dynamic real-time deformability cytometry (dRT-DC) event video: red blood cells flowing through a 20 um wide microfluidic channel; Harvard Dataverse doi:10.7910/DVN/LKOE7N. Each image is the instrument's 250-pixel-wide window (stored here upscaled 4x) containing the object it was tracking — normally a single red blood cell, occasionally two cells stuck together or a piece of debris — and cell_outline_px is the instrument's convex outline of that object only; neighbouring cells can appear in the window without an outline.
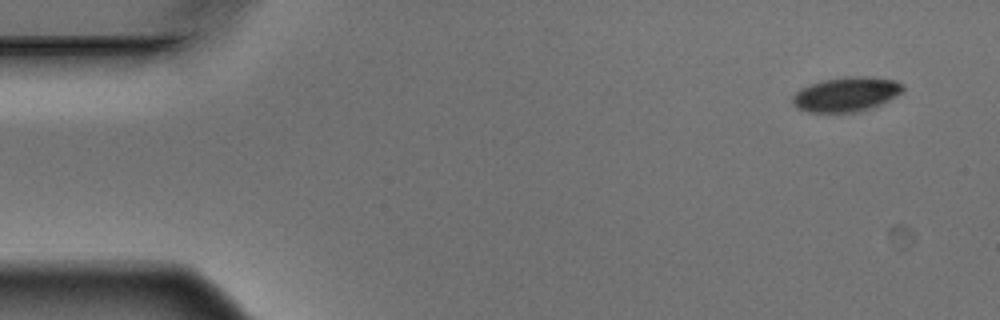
{"species": "Egyptian fruit bat (a non-hibernating species)", "species_latin": "Rousettus aegyptiacus", "temperature_condition": "warm", "stored_images_in_passage": 6, "camera_frame_rate_fps": 3000, "um_per_image_px": 0.085, "animal": {"sex": "male"}, "frame": {"image": 1, "passage_image": 1, "time_ms": 0.0, "image_size_px": [1000, 320], "cell_outline_px": [[904, 92], [872, 108], [860, 112], [808, 112], [796, 108], [792, 104], [792, 96], [800, 88], [824, 80], [848, 76], [864, 76], [896, 80], [904, 84]], "centroid_in_image_um": [71.95, 8.02], "position_along_channel_um": 13.1, "area_um2": 22.37}}
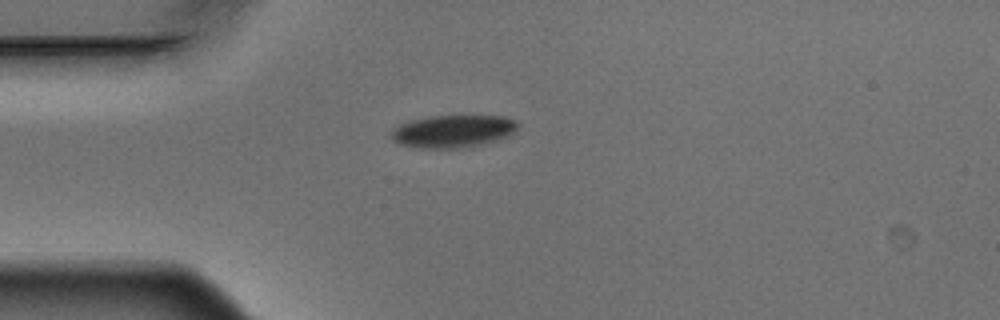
{"frame": {"image": 2, "passage_image": 4, "time_ms": 1.0, "image_size_px": [1000, 320], "cell_outline_px": [[520, 124], [516, 132], [508, 136], [476, 144], [452, 148], [420, 148], [400, 144], [392, 140], [392, 128], [408, 120], [432, 116], [504, 116], [516, 120]], "centroid_in_image_um": [38.49, 11.13], "position_along_channel_um": 46.5, "area_um2": 23.76}}
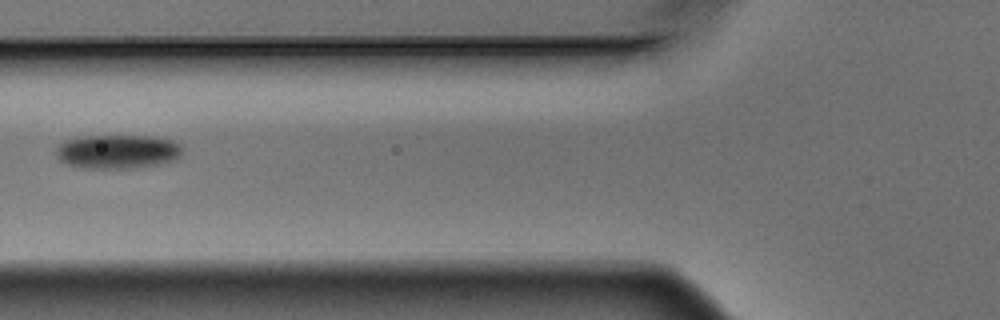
{"frame": {"image": 3, "passage_image": 6, "time_ms": 1.667, "image_size_px": [1000, 320], "cell_outline_px": [[184, 148], [180, 156], [176, 160], [156, 164], [128, 168], [80, 168], [68, 164], [60, 160], [56, 156], [56, 148], [64, 140], [84, 136], [152, 136], [172, 140], [180, 144]], "centroid_in_image_um": [10.0, 12.88], "position_along_channel_um": 115.8, "area_um2": 25.09}}